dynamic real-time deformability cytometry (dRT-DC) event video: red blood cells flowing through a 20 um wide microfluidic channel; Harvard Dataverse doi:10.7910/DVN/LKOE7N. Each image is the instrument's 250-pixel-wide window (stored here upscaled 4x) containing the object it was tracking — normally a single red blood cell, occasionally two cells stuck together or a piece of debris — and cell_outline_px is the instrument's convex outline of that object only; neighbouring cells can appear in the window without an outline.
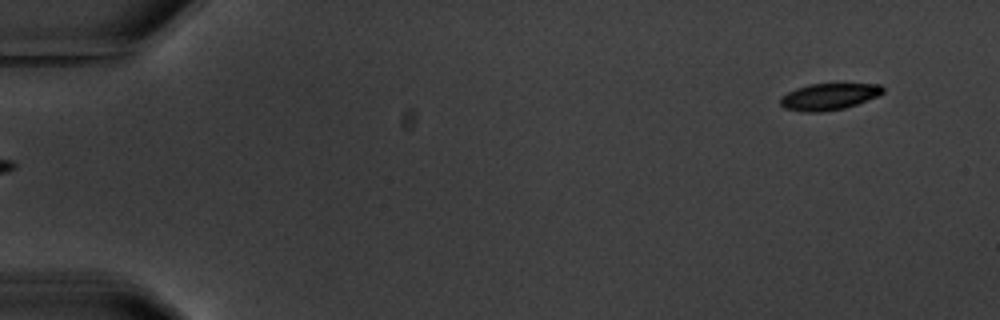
{"species": "common noctule bat (a hibernating species)", "species_latin": "Nyctalus noctula", "temperature_condition": "warm", "stored_images_in_passage": 3, "segment_of_instrument_passage": [2, 2], "camera_frame_rate_fps": 3000, "um_per_image_px": 0.085, "animal": {"sex": "male", "body_mass_g": 20.1, "forearm_length_mm": 53.5}, "frame": {"image": 1, "passage_image": 3, "time_ms": 3.0, "image_size_px": [1000, 320], "cell_outline_px": [[884, 92], [880, 96], [844, 108], [820, 112], [804, 112], [784, 108], [780, 104], [780, 96], [796, 88], [808, 84], [880, 84], [884, 88]], "centroid_in_image_um": [70.46, 8.21], "position_along_channel_um": 14.5, "area_um2": 15.95}}